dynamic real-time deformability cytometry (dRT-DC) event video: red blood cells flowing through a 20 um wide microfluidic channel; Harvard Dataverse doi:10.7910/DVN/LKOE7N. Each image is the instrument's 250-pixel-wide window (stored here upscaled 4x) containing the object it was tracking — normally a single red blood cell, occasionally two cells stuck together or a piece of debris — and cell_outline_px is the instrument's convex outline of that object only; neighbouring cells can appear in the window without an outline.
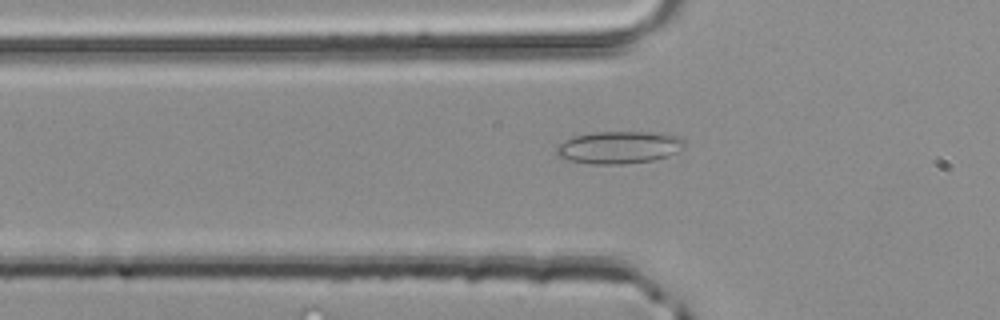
{"species": "common noctule bat (a hibernating species)", "species_latin": "Nyctalus noctula", "temperature_condition": "room temperature", "stored_images_in_passage": 4, "camera_frame_rate_fps": 3000, "um_per_image_px": 0.085, "animal": {"sex": "male", "body_mass_g": 20.4}, "frame": {"image": 1, "passage_image": 4, "time_ms": 1.0, "image_size_px": [1000, 320], "cell_outline_px": [[684, 144], [676, 152], [668, 156], [656, 160], [624, 164], [592, 164], [572, 160], [560, 156], [556, 152], [556, 148], [564, 140], [576, 136], [596, 132], [664, 132], [680, 136], [684, 140]], "centroid_in_image_um": [52.68, 12.52], "position_along_channel_um": 73.1, "area_um2": 24.1}}